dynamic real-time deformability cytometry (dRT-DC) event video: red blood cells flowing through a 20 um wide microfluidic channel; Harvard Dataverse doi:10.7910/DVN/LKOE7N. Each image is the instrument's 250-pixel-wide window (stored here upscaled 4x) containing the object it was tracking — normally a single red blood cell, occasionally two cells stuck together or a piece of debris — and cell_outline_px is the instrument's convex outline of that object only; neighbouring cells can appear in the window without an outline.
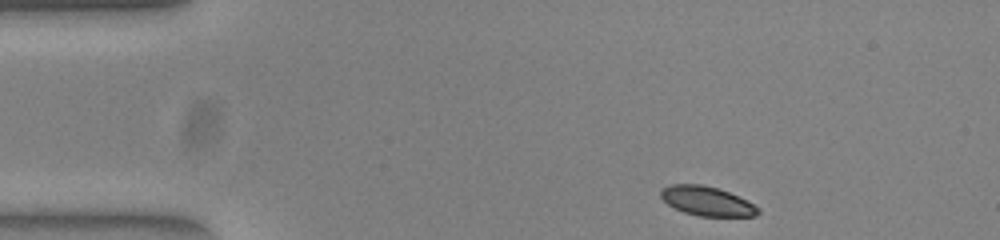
{"species": "common noctule bat (a hibernating species)", "species_latin": "Nyctalus noctula", "temperature_condition": "warm", "stored_images_in_passage": 46, "camera_frame_rate_fps": 3000, "um_per_image_px": 0.085, "animal": {"sex": "female", "body_mass_g": 23.0, "forearm_length_mm": 53.4}, "frame": {"image": 1, "passage_image": 1, "time_ms": 0.0, "image_size_px": [1000, 240], "cell_outline_px": [[760, 212], [756, 216], [700, 216], [684, 212], [668, 204], [660, 196], [660, 188], [672, 184], [700, 184], [716, 188], [728, 192], [760, 208]], "centroid_in_image_um": [60.05, 17.09], "position_along_channel_um": 24.9, "area_um2": 16.36}}
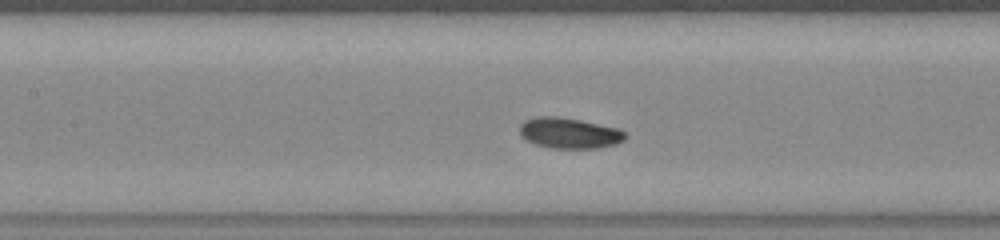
{"frame": {"image": 2, "passage_image": 17, "time_ms": 5.333, "image_size_px": [1000, 240], "cell_outline_px": [[628, 136], [624, 140], [616, 144], [600, 148], [548, 148], [536, 144], [520, 136], [520, 124], [524, 120], [536, 116], [556, 116], [580, 120], [620, 128]], "centroid_in_image_um": [48.4, 11.31], "position_along_channel_um": 159.0, "area_um2": 19.07}}
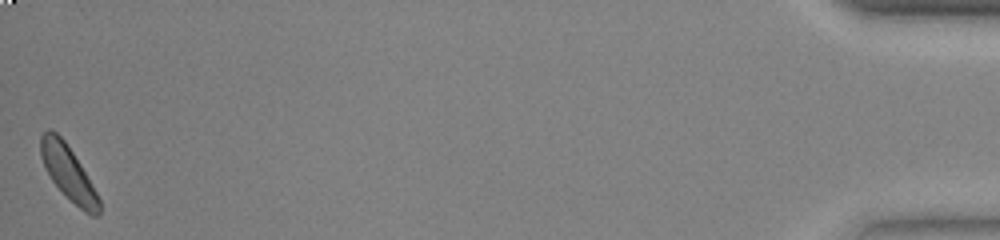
{"frame": {"image": 3, "passage_image": 46, "time_ms": 15.0, "image_size_px": [1000, 240], "cell_outline_px": [[100, 216], [92, 216], [84, 212], [52, 180], [40, 156], [40, 136], [48, 128], [56, 132], [64, 140], [80, 164], [92, 184], [100, 200]], "centroid_in_image_um": [5.81, 14.67], "position_along_channel_um": 429.4, "area_um2": 17.98}, "authors_computed_cell_mechanics": {"area_um2": 18.3804, "velocity_mm_per_s": 3.8351, "shape_relaxation_time_tau1_ms": 1.1792, "shape_relaxation_time_tau2_ms": 4.3468, "deformation_change_tau1": 0.0817, "deformation_change_tau2": 0.0905}}